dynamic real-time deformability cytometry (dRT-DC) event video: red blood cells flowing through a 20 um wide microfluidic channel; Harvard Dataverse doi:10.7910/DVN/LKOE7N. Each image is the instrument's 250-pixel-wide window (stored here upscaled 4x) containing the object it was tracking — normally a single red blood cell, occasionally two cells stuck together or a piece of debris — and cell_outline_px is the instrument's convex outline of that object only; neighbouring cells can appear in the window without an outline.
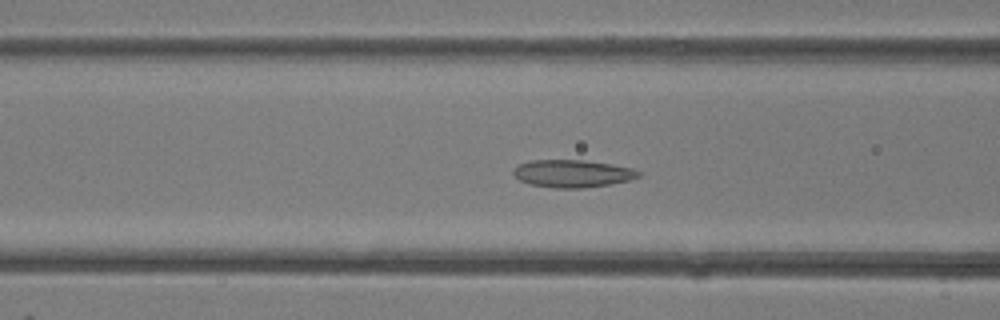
{"species": "common noctule bat (a hibernating species)", "species_latin": "Nyctalus noctula", "temperature_condition": "room temperature", "stored_images_in_passage": 36, "camera_frame_rate_fps": 3000, "um_per_image_px": 0.085, "animal": {"sex": "female"}, "frame": {"image": 1, "passage_image": 11, "time_ms": 3.333, "image_size_px": [1000, 320], "cell_outline_px": [[640, 176], [632, 180], [612, 184], [584, 188], [552, 188], [528, 184], [520, 180], [512, 172], [516, 164], [528, 160], [584, 160], [612, 164], [632, 168], [640, 172]], "centroid_in_image_um": [48.65, 14.75], "position_along_channel_um": 118.0, "area_um2": 20.4}}
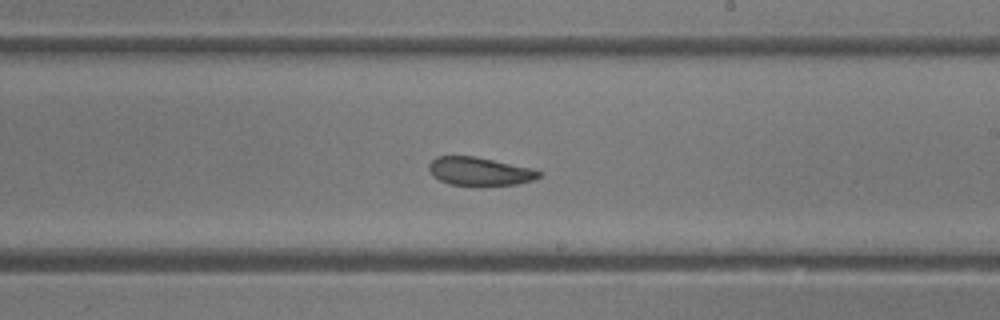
{"frame": {"image": 2, "passage_image": 19, "time_ms": 6.0, "image_size_px": [1000, 320], "cell_outline_px": [[544, 176], [536, 180], [516, 184], [480, 188], [448, 184], [432, 176], [428, 168], [428, 164], [436, 156], [476, 156], [532, 168], [544, 172]], "centroid_in_image_um": [40.82, 14.61], "position_along_channel_um": 248.2, "area_um2": 19.13}}
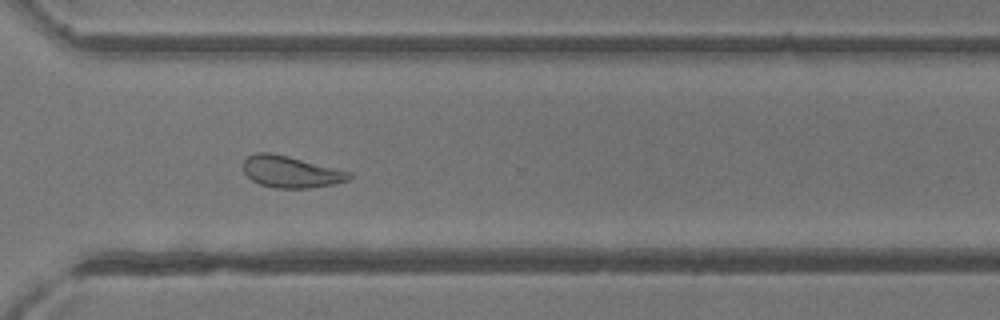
{"frame": {"image": 3, "passage_image": 25, "time_ms": 8.0, "image_size_px": [1000, 320], "cell_outline_px": [[352, 176], [348, 180], [332, 184], [312, 188], [276, 188], [260, 184], [252, 180], [244, 172], [244, 160], [248, 156], [256, 152], [272, 152], [352, 172]], "centroid_in_image_um": [24.72, 14.6], "position_along_channel_um": 345.9, "area_um2": 19.48}}